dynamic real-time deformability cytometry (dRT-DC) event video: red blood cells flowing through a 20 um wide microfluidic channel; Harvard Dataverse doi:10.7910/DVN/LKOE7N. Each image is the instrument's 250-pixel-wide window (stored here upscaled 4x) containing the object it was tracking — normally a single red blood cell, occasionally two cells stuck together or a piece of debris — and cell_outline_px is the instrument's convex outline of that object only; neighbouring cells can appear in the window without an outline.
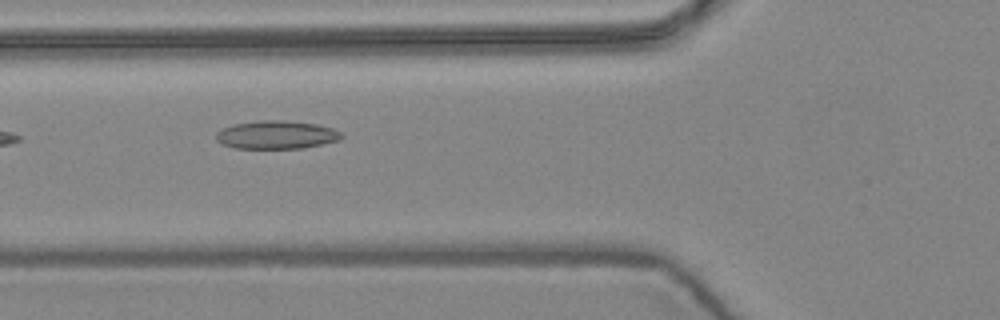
{"species": "common noctule bat (a hibernating species)", "species_latin": "Nyctalus noctula", "temperature_condition": "warm", "stored_images_in_passage": 8, "camera_frame_rate_fps": 3000, "um_per_image_px": 0.085, "animal": {"sex": "female", "body_mass_g": 24.6, "forearm_length_mm": 56.2}, "frame": {"image": 1, "passage_image": 6, "time_ms": 1.667, "image_size_px": [1000, 320], "cell_outline_px": [[344, 136], [340, 140], [304, 148], [232, 148], [220, 144], [216, 140], [216, 132], [224, 128], [236, 124], [260, 120], [284, 120], [316, 124], [332, 128], [340, 132]], "centroid_in_image_um": [23.49, 11.46], "position_along_channel_um": 102.3, "area_um2": 20.63}}
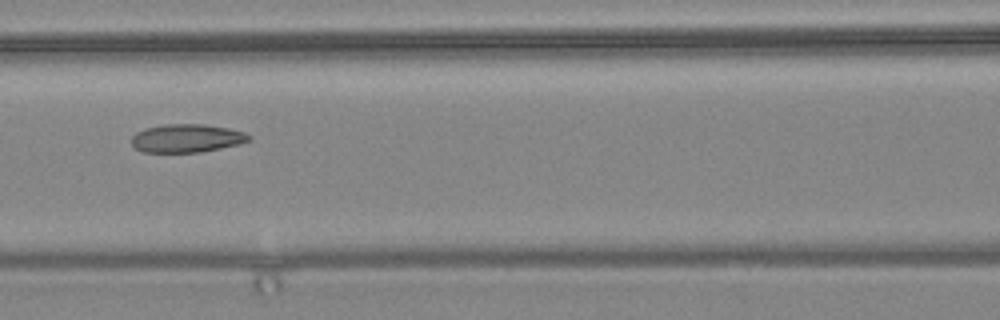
{"frame": {"image": 2, "passage_image": 7, "time_ms": 2.0, "image_size_px": [1000, 320], "cell_outline_px": [[252, 140], [240, 144], [200, 152], [144, 152], [136, 148], [132, 144], [132, 136], [136, 132], [144, 128], [164, 124], [204, 124], [228, 128], [244, 132], [252, 136]], "centroid_in_image_um": [15.89, 11.74], "position_along_channel_um": 150.7, "area_um2": 19.42}}
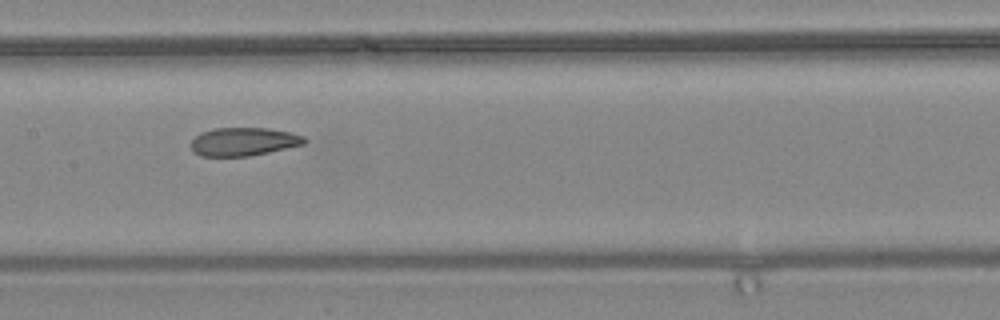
{"frame": {"image": 3, "passage_image": 8, "time_ms": 2.333, "image_size_px": [1000, 320], "cell_outline_px": [[308, 140], [304, 144], [268, 152], [248, 156], [200, 156], [192, 152], [192, 140], [200, 132], [212, 128], [268, 128], [288, 132], [304, 136]], "centroid_in_image_um": [20.68, 12.04], "position_along_channel_um": 186.7, "area_um2": 18.67}}